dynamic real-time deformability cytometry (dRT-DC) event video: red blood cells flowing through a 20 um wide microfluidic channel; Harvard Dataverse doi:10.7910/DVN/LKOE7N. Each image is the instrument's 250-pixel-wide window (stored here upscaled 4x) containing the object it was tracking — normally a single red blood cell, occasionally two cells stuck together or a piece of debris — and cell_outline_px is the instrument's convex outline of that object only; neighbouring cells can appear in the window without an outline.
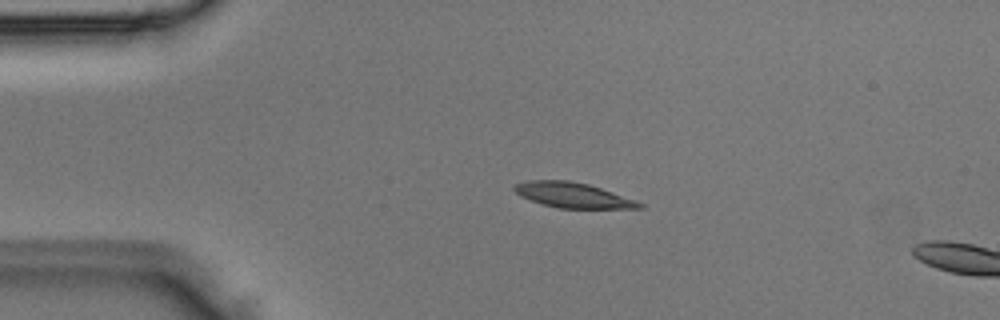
{"species": "Egyptian fruit bat (a non-hibernating species)", "species_latin": "Rousettus aegyptiacus", "temperature_condition": "room temperature", "stored_images_in_passage": 5, "camera_frame_rate_fps": 3000, "um_per_image_px": 0.085, "animal": {"sex": "male"}, "frame": {"image": 1, "passage_image": 3, "time_ms": 0.667, "image_size_px": [1000, 320], "cell_outline_px": [[644, 208], [560, 208], [544, 204], [520, 196], [512, 188], [512, 184], [528, 180], [568, 180], [588, 184], [636, 200], [644, 204]], "centroid_in_image_um": [48.67, 16.58], "position_along_channel_um": 36.3, "area_um2": 18.21}}